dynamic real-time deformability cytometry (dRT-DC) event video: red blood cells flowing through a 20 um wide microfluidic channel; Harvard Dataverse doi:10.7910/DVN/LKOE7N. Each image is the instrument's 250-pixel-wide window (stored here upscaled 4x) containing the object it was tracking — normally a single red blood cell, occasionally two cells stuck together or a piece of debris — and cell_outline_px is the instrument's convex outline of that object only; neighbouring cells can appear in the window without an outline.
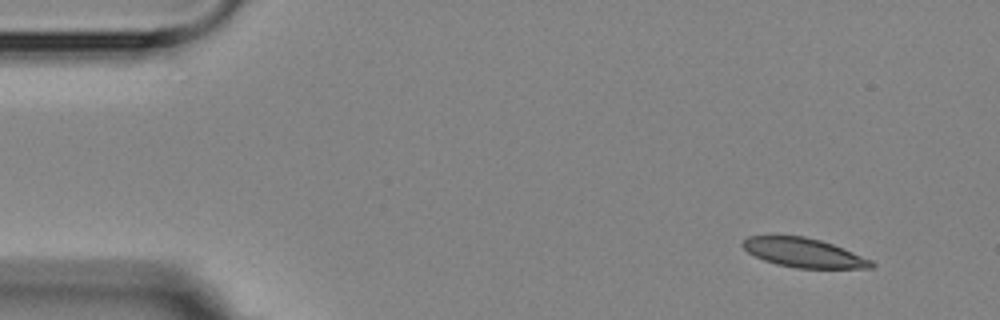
{"species": "Egyptian fruit bat (a non-hibernating species)", "species_latin": "Rousettus aegyptiacus", "temperature_condition": "room temperature", "stored_images_in_passage": 3, "camera_frame_rate_fps": 3000, "um_per_image_px": 0.085, "animal": {"sex": "female"}, "frame": {"image": 1, "passage_image": 1, "time_ms": 0.0, "image_size_px": [1000, 320], "cell_outline_px": [[876, 264], [872, 268], [796, 268], [776, 264], [764, 260], [748, 252], [740, 244], [748, 236], [804, 236], [820, 240], [844, 248], [872, 260]], "centroid_in_image_um": [68.33, 21.49], "position_along_channel_um": 16.7, "area_um2": 21.79}}
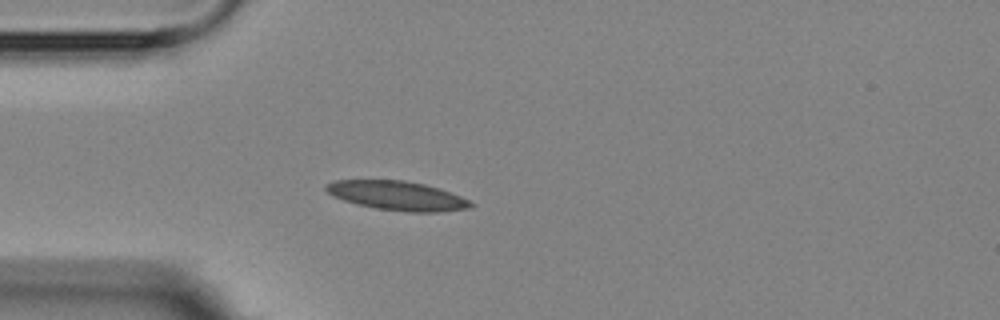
{"frame": {"image": 2, "passage_image": 3, "time_ms": 3.333, "image_size_px": [1000, 320], "cell_outline_px": [[476, 204], [472, 208], [440, 212], [412, 212], [376, 208], [356, 204], [332, 196], [324, 188], [328, 184], [336, 180], [404, 180], [424, 184], [440, 188], [460, 196]], "centroid_in_image_um": [33.81, 16.63], "position_along_channel_um": 51.2, "area_um2": 24.57}}